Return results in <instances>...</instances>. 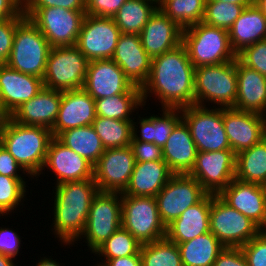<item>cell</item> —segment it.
Wrapping results in <instances>:
<instances>
[{
	"instance_id": "f1b7e54d",
	"label": "cell",
	"mask_w": 266,
	"mask_h": 266,
	"mask_svg": "<svg viewBox=\"0 0 266 266\" xmlns=\"http://www.w3.org/2000/svg\"><path fill=\"white\" fill-rule=\"evenodd\" d=\"M161 109L162 115H136L137 122L132 121V140L154 143L163 148L172 130L182 120V115L180 108Z\"/></svg>"
},
{
	"instance_id": "2e32d148",
	"label": "cell",
	"mask_w": 266,
	"mask_h": 266,
	"mask_svg": "<svg viewBox=\"0 0 266 266\" xmlns=\"http://www.w3.org/2000/svg\"><path fill=\"white\" fill-rule=\"evenodd\" d=\"M135 158L130 146L105 149L94 165V181L100 192L123 193L130 181Z\"/></svg>"
},
{
	"instance_id": "6da1fadb",
	"label": "cell",
	"mask_w": 266,
	"mask_h": 266,
	"mask_svg": "<svg viewBox=\"0 0 266 266\" xmlns=\"http://www.w3.org/2000/svg\"><path fill=\"white\" fill-rule=\"evenodd\" d=\"M194 71L183 43L152 58L149 78L141 88L143 105L152 96L153 100H159L162 108L181 109L194 105Z\"/></svg>"
},
{
	"instance_id": "f907efd6",
	"label": "cell",
	"mask_w": 266,
	"mask_h": 266,
	"mask_svg": "<svg viewBox=\"0 0 266 266\" xmlns=\"http://www.w3.org/2000/svg\"><path fill=\"white\" fill-rule=\"evenodd\" d=\"M23 7H60L69 10H86V0H23Z\"/></svg>"
},
{
	"instance_id": "836d02e7",
	"label": "cell",
	"mask_w": 266,
	"mask_h": 266,
	"mask_svg": "<svg viewBox=\"0 0 266 266\" xmlns=\"http://www.w3.org/2000/svg\"><path fill=\"white\" fill-rule=\"evenodd\" d=\"M235 178L248 183L266 184V138L236 154Z\"/></svg>"
},
{
	"instance_id": "4dcf8cb0",
	"label": "cell",
	"mask_w": 266,
	"mask_h": 266,
	"mask_svg": "<svg viewBox=\"0 0 266 266\" xmlns=\"http://www.w3.org/2000/svg\"><path fill=\"white\" fill-rule=\"evenodd\" d=\"M266 15L255 3L245 7L241 15L229 29V41L236 55L245 47L263 41Z\"/></svg>"
},
{
	"instance_id": "7bdbcfd3",
	"label": "cell",
	"mask_w": 266,
	"mask_h": 266,
	"mask_svg": "<svg viewBox=\"0 0 266 266\" xmlns=\"http://www.w3.org/2000/svg\"><path fill=\"white\" fill-rule=\"evenodd\" d=\"M237 59L246 67L266 77V41H259L245 47L237 54Z\"/></svg>"
},
{
	"instance_id": "83f0119b",
	"label": "cell",
	"mask_w": 266,
	"mask_h": 266,
	"mask_svg": "<svg viewBox=\"0 0 266 266\" xmlns=\"http://www.w3.org/2000/svg\"><path fill=\"white\" fill-rule=\"evenodd\" d=\"M163 160L173 174H189L194 166L197 148L188 126L181 120L162 148Z\"/></svg>"
},
{
	"instance_id": "94428289",
	"label": "cell",
	"mask_w": 266,
	"mask_h": 266,
	"mask_svg": "<svg viewBox=\"0 0 266 266\" xmlns=\"http://www.w3.org/2000/svg\"><path fill=\"white\" fill-rule=\"evenodd\" d=\"M264 41H266V28H265V33H264V38H263Z\"/></svg>"
},
{
	"instance_id": "4fadbf2b",
	"label": "cell",
	"mask_w": 266,
	"mask_h": 266,
	"mask_svg": "<svg viewBox=\"0 0 266 266\" xmlns=\"http://www.w3.org/2000/svg\"><path fill=\"white\" fill-rule=\"evenodd\" d=\"M208 193L189 174H173L155 196L160 218L165 226L189 207L199 203Z\"/></svg>"
},
{
	"instance_id": "60d3db41",
	"label": "cell",
	"mask_w": 266,
	"mask_h": 266,
	"mask_svg": "<svg viewBox=\"0 0 266 266\" xmlns=\"http://www.w3.org/2000/svg\"><path fill=\"white\" fill-rule=\"evenodd\" d=\"M25 180L26 178H11L0 174V217L12 215L10 213H16L19 210L17 208L23 206L28 195Z\"/></svg>"
},
{
	"instance_id": "816d5d0a",
	"label": "cell",
	"mask_w": 266,
	"mask_h": 266,
	"mask_svg": "<svg viewBox=\"0 0 266 266\" xmlns=\"http://www.w3.org/2000/svg\"><path fill=\"white\" fill-rule=\"evenodd\" d=\"M212 266H248L241 248L225 247Z\"/></svg>"
},
{
	"instance_id": "484cf974",
	"label": "cell",
	"mask_w": 266,
	"mask_h": 266,
	"mask_svg": "<svg viewBox=\"0 0 266 266\" xmlns=\"http://www.w3.org/2000/svg\"><path fill=\"white\" fill-rule=\"evenodd\" d=\"M210 208L211 194H207L166 226L165 237L178 244L210 232Z\"/></svg>"
},
{
	"instance_id": "277c9868",
	"label": "cell",
	"mask_w": 266,
	"mask_h": 266,
	"mask_svg": "<svg viewBox=\"0 0 266 266\" xmlns=\"http://www.w3.org/2000/svg\"><path fill=\"white\" fill-rule=\"evenodd\" d=\"M182 43L195 68L237 59L230 45L228 30L210 26L204 22L183 29Z\"/></svg>"
},
{
	"instance_id": "c3c4849f",
	"label": "cell",
	"mask_w": 266,
	"mask_h": 266,
	"mask_svg": "<svg viewBox=\"0 0 266 266\" xmlns=\"http://www.w3.org/2000/svg\"><path fill=\"white\" fill-rule=\"evenodd\" d=\"M21 236L9 227H0V253L17 261L20 254Z\"/></svg>"
},
{
	"instance_id": "e575fe53",
	"label": "cell",
	"mask_w": 266,
	"mask_h": 266,
	"mask_svg": "<svg viewBox=\"0 0 266 266\" xmlns=\"http://www.w3.org/2000/svg\"><path fill=\"white\" fill-rule=\"evenodd\" d=\"M157 9L151 0H127L112 18L121 33L139 35Z\"/></svg>"
},
{
	"instance_id": "db71d44e",
	"label": "cell",
	"mask_w": 266,
	"mask_h": 266,
	"mask_svg": "<svg viewBox=\"0 0 266 266\" xmlns=\"http://www.w3.org/2000/svg\"><path fill=\"white\" fill-rule=\"evenodd\" d=\"M96 263L93 266H142V259L140 254H134L126 257L100 260L96 261Z\"/></svg>"
},
{
	"instance_id": "74e56055",
	"label": "cell",
	"mask_w": 266,
	"mask_h": 266,
	"mask_svg": "<svg viewBox=\"0 0 266 266\" xmlns=\"http://www.w3.org/2000/svg\"><path fill=\"white\" fill-rule=\"evenodd\" d=\"M92 126L105 149L130 146L132 121L96 116Z\"/></svg>"
},
{
	"instance_id": "cb8c5ba5",
	"label": "cell",
	"mask_w": 266,
	"mask_h": 266,
	"mask_svg": "<svg viewBox=\"0 0 266 266\" xmlns=\"http://www.w3.org/2000/svg\"><path fill=\"white\" fill-rule=\"evenodd\" d=\"M182 30L158 8L139 36L144 50L154 58L180 45Z\"/></svg>"
},
{
	"instance_id": "f5cc1de1",
	"label": "cell",
	"mask_w": 266,
	"mask_h": 266,
	"mask_svg": "<svg viewBox=\"0 0 266 266\" xmlns=\"http://www.w3.org/2000/svg\"><path fill=\"white\" fill-rule=\"evenodd\" d=\"M24 17L23 0H0V20Z\"/></svg>"
},
{
	"instance_id": "680465c9",
	"label": "cell",
	"mask_w": 266,
	"mask_h": 266,
	"mask_svg": "<svg viewBox=\"0 0 266 266\" xmlns=\"http://www.w3.org/2000/svg\"><path fill=\"white\" fill-rule=\"evenodd\" d=\"M254 3L266 15V0H254Z\"/></svg>"
},
{
	"instance_id": "f35d334b",
	"label": "cell",
	"mask_w": 266,
	"mask_h": 266,
	"mask_svg": "<svg viewBox=\"0 0 266 266\" xmlns=\"http://www.w3.org/2000/svg\"><path fill=\"white\" fill-rule=\"evenodd\" d=\"M140 255L142 266H183L177 244L166 237L142 244Z\"/></svg>"
},
{
	"instance_id": "ee69618b",
	"label": "cell",
	"mask_w": 266,
	"mask_h": 266,
	"mask_svg": "<svg viewBox=\"0 0 266 266\" xmlns=\"http://www.w3.org/2000/svg\"><path fill=\"white\" fill-rule=\"evenodd\" d=\"M248 266H266V230L241 247Z\"/></svg>"
},
{
	"instance_id": "91938a15",
	"label": "cell",
	"mask_w": 266,
	"mask_h": 266,
	"mask_svg": "<svg viewBox=\"0 0 266 266\" xmlns=\"http://www.w3.org/2000/svg\"><path fill=\"white\" fill-rule=\"evenodd\" d=\"M7 118L8 116L5 114L0 104V124H2Z\"/></svg>"
},
{
	"instance_id": "8992f818",
	"label": "cell",
	"mask_w": 266,
	"mask_h": 266,
	"mask_svg": "<svg viewBox=\"0 0 266 266\" xmlns=\"http://www.w3.org/2000/svg\"><path fill=\"white\" fill-rule=\"evenodd\" d=\"M51 46L40 30L24 17L16 27L6 65L19 72L43 79Z\"/></svg>"
},
{
	"instance_id": "d6a6232c",
	"label": "cell",
	"mask_w": 266,
	"mask_h": 266,
	"mask_svg": "<svg viewBox=\"0 0 266 266\" xmlns=\"http://www.w3.org/2000/svg\"><path fill=\"white\" fill-rule=\"evenodd\" d=\"M177 246L183 266H212L219 253L225 248L211 232L178 243Z\"/></svg>"
},
{
	"instance_id": "9c48e42d",
	"label": "cell",
	"mask_w": 266,
	"mask_h": 266,
	"mask_svg": "<svg viewBox=\"0 0 266 266\" xmlns=\"http://www.w3.org/2000/svg\"><path fill=\"white\" fill-rule=\"evenodd\" d=\"M122 226L121 193L98 192L90 205L84 232L78 241L84 238L87 251L93 252ZM81 239V240H80Z\"/></svg>"
},
{
	"instance_id": "3957f363",
	"label": "cell",
	"mask_w": 266,
	"mask_h": 266,
	"mask_svg": "<svg viewBox=\"0 0 266 266\" xmlns=\"http://www.w3.org/2000/svg\"><path fill=\"white\" fill-rule=\"evenodd\" d=\"M52 138L50 129L18 124L10 117L0 124L1 145L30 176L31 181H38L37 178L41 175Z\"/></svg>"
},
{
	"instance_id": "bcb514c9",
	"label": "cell",
	"mask_w": 266,
	"mask_h": 266,
	"mask_svg": "<svg viewBox=\"0 0 266 266\" xmlns=\"http://www.w3.org/2000/svg\"><path fill=\"white\" fill-rule=\"evenodd\" d=\"M130 147L135 162L164 161L162 147L154 143L131 140Z\"/></svg>"
},
{
	"instance_id": "ffe728a7",
	"label": "cell",
	"mask_w": 266,
	"mask_h": 266,
	"mask_svg": "<svg viewBox=\"0 0 266 266\" xmlns=\"http://www.w3.org/2000/svg\"><path fill=\"white\" fill-rule=\"evenodd\" d=\"M218 196L230 207L251 219L262 230H266L265 186L234 178Z\"/></svg>"
},
{
	"instance_id": "52a82bcc",
	"label": "cell",
	"mask_w": 266,
	"mask_h": 266,
	"mask_svg": "<svg viewBox=\"0 0 266 266\" xmlns=\"http://www.w3.org/2000/svg\"><path fill=\"white\" fill-rule=\"evenodd\" d=\"M23 14L40 30L51 47L74 46L81 31L86 10L23 7Z\"/></svg>"
},
{
	"instance_id": "4316f807",
	"label": "cell",
	"mask_w": 266,
	"mask_h": 266,
	"mask_svg": "<svg viewBox=\"0 0 266 266\" xmlns=\"http://www.w3.org/2000/svg\"><path fill=\"white\" fill-rule=\"evenodd\" d=\"M237 96L235 109L266 116V77L236 59Z\"/></svg>"
},
{
	"instance_id": "e0dca14e",
	"label": "cell",
	"mask_w": 266,
	"mask_h": 266,
	"mask_svg": "<svg viewBox=\"0 0 266 266\" xmlns=\"http://www.w3.org/2000/svg\"><path fill=\"white\" fill-rule=\"evenodd\" d=\"M222 118L231 149L238 154L265 138L266 116L222 108Z\"/></svg>"
},
{
	"instance_id": "ab89813d",
	"label": "cell",
	"mask_w": 266,
	"mask_h": 266,
	"mask_svg": "<svg viewBox=\"0 0 266 266\" xmlns=\"http://www.w3.org/2000/svg\"><path fill=\"white\" fill-rule=\"evenodd\" d=\"M142 244L122 226L103 242L93 253L99 260L140 254ZM101 257V258H100Z\"/></svg>"
},
{
	"instance_id": "d590c367",
	"label": "cell",
	"mask_w": 266,
	"mask_h": 266,
	"mask_svg": "<svg viewBox=\"0 0 266 266\" xmlns=\"http://www.w3.org/2000/svg\"><path fill=\"white\" fill-rule=\"evenodd\" d=\"M57 139L93 165L98 162L105 151L92 125L66 130Z\"/></svg>"
},
{
	"instance_id": "681fc988",
	"label": "cell",
	"mask_w": 266,
	"mask_h": 266,
	"mask_svg": "<svg viewBox=\"0 0 266 266\" xmlns=\"http://www.w3.org/2000/svg\"><path fill=\"white\" fill-rule=\"evenodd\" d=\"M22 172V173H19ZM0 174L11 178L30 177L0 143ZM24 175V176H23Z\"/></svg>"
},
{
	"instance_id": "9f6ffc18",
	"label": "cell",
	"mask_w": 266,
	"mask_h": 266,
	"mask_svg": "<svg viewBox=\"0 0 266 266\" xmlns=\"http://www.w3.org/2000/svg\"><path fill=\"white\" fill-rule=\"evenodd\" d=\"M206 2H228L248 7L254 3V0H206Z\"/></svg>"
},
{
	"instance_id": "5bb4252c",
	"label": "cell",
	"mask_w": 266,
	"mask_h": 266,
	"mask_svg": "<svg viewBox=\"0 0 266 266\" xmlns=\"http://www.w3.org/2000/svg\"><path fill=\"white\" fill-rule=\"evenodd\" d=\"M120 34L113 18L86 14L75 46L89 61L112 59Z\"/></svg>"
},
{
	"instance_id": "7c38bea8",
	"label": "cell",
	"mask_w": 266,
	"mask_h": 266,
	"mask_svg": "<svg viewBox=\"0 0 266 266\" xmlns=\"http://www.w3.org/2000/svg\"><path fill=\"white\" fill-rule=\"evenodd\" d=\"M261 231L251 219L211 194L210 232L224 247L241 248Z\"/></svg>"
},
{
	"instance_id": "603a6c76",
	"label": "cell",
	"mask_w": 266,
	"mask_h": 266,
	"mask_svg": "<svg viewBox=\"0 0 266 266\" xmlns=\"http://www.w3.org/2000/svg\"><path fill=\"white\" fill-rule=\"evenodd\" d=\"M112 60L134 86L142 88L147 82L152 58L144 50L139 35L121 33Z\"/></svg>"
},
{
	"instance_id": "7dc6e473",
	"label": "cell",
	"mask_w": 266,
	"mask_h": 266,
	"mask_svg": "<svg viewBox=\"0 0 266 266\" xmlns=\"http://www.w3.org/2000/svg\"><path fill=\"white\" fill-rule=\"evenodd\" d=\"M127 0H86V14L112 18Z\"/></svg>"
},
{
	"instance_id": "d6986e66",
	"label": "cell",
	"mask_w": 266,
	"mask_h": 266,
	"mask_svg": "<svg viewBox=\"0 0 266 266\" xmlns=\"http://www.w3.org/2000/svg\"><path fill=\"white\" fill-rule=\"evenodd\" d=\"M134 85L112 60L89 61L83 89L94 99L124 94Z\"/></svg>"
},
{
	"instance_id": "b9f144b4",
	"label": "cell",
	"mask_w": 266,
	"mask_h": 266,
	"mask_svg": "<svg viewBox=\"0 0 266 266\" xmlns=\"http://www.w3.org/2000/svg\"><path fill=\"white\" fill-rule=\"evenodd\" d=\"M244 9L242 5L228 2H206L202 22L229 31Z\"/></svg>"
},
{
	"instance_id": "8d00e7d4",
	"label": "cell",
	"mask_w": 266,
	"mask_h": 266,
	"mask_svg": "<svg viewBox=\"0 0 266 266\" xmlns=\"http://www.w3.org/2000/svg\"><path fill=\"white\" fill-rule=\"evenodd\" d=\"M206 0H158V8L185 29L202 22Z\"/></svg>"
},
{
	"instance_id": "d4e9b609",
	"label": "cell",
	"mask_w": 266,
	"mask_h": 266,
	"mask_svg": "<svg viewBox=\"0 0 266 266\" xmlns=\"http://www.w3.org/2000/svg\"><path fill=\"white\" fill-rule=\"evenodd\" d=\"M61 97L62 91L43 87L9 117L18 124L42 126L51 130L59 112Z\"/></svg>"
},
{
	"instance_id": "1f68e13d",
	"label": "cell",
	"mask_w": 266,
	"mask_h": 266,
	"mask_svg": "<svg viewBox=\"0 0 266 266\" xmlns=\"http://www.w3.org/2000/svg\"><path fill=\"white\" fill-rule=\"evenodd\" d=\"M95 106L96 116L123 121H133L136 119L135 111L138 114L139 110L145 107L142 101L141 88L138 86H134L124 94L96 99Z\"/></svg>"
},
{
	"instance_id": "ba28073f",
	"label": "cell",
	"mask_w": 266,
	"mask_h": 266,
	"mask_svg": "<svg viewBox=\"0 0 266 266\" xmlns=\"http://www.w3.org/2000/svg\"><path fill=\"white\" fill-rule=\"evenodd\" d=\"M89 60L74 46L51 47L45 73L44 87L58 91L81 89Z\"/></svg>"
},
{
	"instance_id": "5b68a950",
	"label": "cell",
	"mask_w": 266,
	"mask_h": 266,
	"mask_svg": "<svg viewBox=\"0 0 266 266\" xmlns=\"http://www.w3.org/2000/svg\"><path fill=\"white\" fill-rule=\"evenodd\" d=\"M237 87L236 60L195 68V105L234 108Z\"/></svg>"
},
{
	"instance_id": "ac0fdd59",
	"label": "cell",
	"mask_w": 266,
	"mask_h": 266,
	"mask_svg": "<svg viewBox=\"0 0 266 266\" xmlns=\"http://www.w3.org/2000/svg\"><path fill=\"white\" fill-rule=\"evenodd\" d=\"M43 170H51L50 173H54L55 185L94 178V165L66 147L56 137H53L48 145L42 175Z\"/></svg>"
},
{
	"instance_id": "7a4b0ae2",
	"label": "cell",
	"mask_w": 266,
	"mask_h": 266,
	"mask_svg": "<svg viewBox=\"0 0 266 266\" xmlns=\"http://www.w3.org/2000/svg\"><path fill=\"white\" fill-rule=\"evenodd\" d=\"M52 191L51 231L63 247L70 248L84 232L90 205L99 189L93 178L58 184Z\"/></svg>"
},
{
	"instance_id": "f546056e",
	"label": "cell",
	"mask_w": 266,
	"mask_h": 266,
	"mask_svg": "<svg viewBox=\"0 0 266 266\" xmlns=\"http://www.w3.org/2000/svg\"><path fill=\"white\" fill-rule=\"evenodd\" d=\"M172 175L165 161L135 162L130 181L121 195L155 197Z\"/></svg>"
},
{
	"instance_id": "7402d4cb",
	"label": "cell",
	"mask_w": 266,
	"mask_h": 266,
	"mask_svg": "<svg viewBox=\"0 0 266 266\" xmlns=\"http://www.w3.org/2000/svg\"><path fill=\"white\" fill-rule=\"evenodd\" d=\"M44 87L43 79L0 66V104L9 117L23 103L35 97Z\"/></svg>"
},
{
	"instance_id": "f6af8a7d",
	"label": "cell",
	"mask_w": 266,
	"mask_h": 266,
	"mask_svg": "<svg viewBox=\"0 0 266 266\" xmlns=\"http://www.w3.org/2000/svg\"><path fill=\"white\" fill-rule=\"evenodd\" d=\"M23 18L0 20V66L6 65L13 46L17 24Z\"/></svg>"
},
{
	"instance_id": "30bf717a",
	"label": "cell",
	"mask_w": 266,
	"mask_h": 266,
	"mask_svg": "<svg viewBox=\"0 0 266 266\" xmlns=\"http://www.w3.org/2000/svg\"><path fill=\"white\" fill-rule=\"evenodd\" d=\"M181 115L198 152L231 149L223 123L222 108L194 104L181 108Z\"/></svg>"
},
{
	"instance_id": "8fae6325",
	"label": "cell",
	"mask_w": 266,
	"mask_h": 266,
	"mask_svg": "<svg viewBox=\"0 0 266 266\" xmlns=\"http://www.w3.org/2000/svg\"><path fill=\"white\" fill-rule=\"evenodd\" d=\"M122 227L141 244L165 238L166 226L162 222L155 197L121 195Z\"/></svg>"
},
{
	"instance_id": "11a10c76",
	"label": "cell",
	"mask_w": 266,
	"mask_h": 266,
	"mask_svg": "<svg viewBox=\"0 0 266 266\" xmlns=\"http://www.w3.org/2000/svg\"><path fill=\"white\" fill-rule=\"evenodd\" d=\"M42 255H43V257H40L41 259L38 260V262L36 261L35 266H64L65 265V263L64 264L59 263L56 259L53 260L52 255L48 256L49 258L46 257L47 255H45V254H42Z\"/></svg>"
},
{
	"instance_id": "44dd1931",
	"label": "cell",
	"mask_w": 266,
	"mask_h": 266,
	"mask_svg": "<svg viewBox=\"0 0 266 266\" xmlns=\"http://www.w3.org/2000/svg\"><path fill=\"white\" fill-rule=\"evenodd\" d=\"M96 118L95 100L83 89L62 91L59 112L51 129L53 137L62 132L92 125Z\"/></svg>"
},
{
	"instance_id": "9a60e30c",
	"label": "cell",
	"mask_w": 266,
	"mask_h": 266,
	"mask_svg": "<svg viewBox=\"0 0 266 266\" xmlns=\"http://www.w3.org/2000/svg\"><path fill=\"white\" fill-rule=\"evenodd\" d=\"M236 154L232 149L197 152L189 175L194 177L208 194L218 195L235 178Z\"/></svg>"
},
{
	"instance_id": "6f0895ef",
	"label": "cell",
	"mask_w": 266,
	"mask_h": 266,
	"mask_svg": "<svg viewBox=\"0 0 266 266\" xmlns=\"http://www.w3.org/2000/svg\"><path fill=\"white\" fill-rule=\"evenodd\" d=\"M14 261L13 258L0 253V266H17L19 262L14 263Z\"/></svg>"
}]
</instances>
